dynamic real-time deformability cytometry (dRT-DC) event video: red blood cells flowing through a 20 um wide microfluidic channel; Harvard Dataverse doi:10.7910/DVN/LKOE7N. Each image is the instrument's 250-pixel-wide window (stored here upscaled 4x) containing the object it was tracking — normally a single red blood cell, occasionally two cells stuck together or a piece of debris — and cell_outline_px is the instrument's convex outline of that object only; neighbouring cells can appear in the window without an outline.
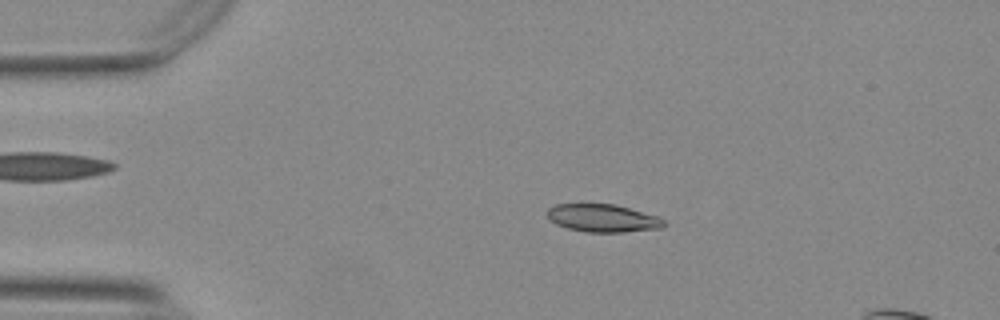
{"species": "Egyptian fruit bat (a non-hibernating species)", "species_latin": "Rousettus aegyptiacus", "temperature_condition": "warm", "stored_images_in_passage": 44, "camera_frame_rate_fps": 3000, "um_per_image_px": 0.085, "animal": {"sex": "female"}, "frame": {"image": 1, "passage_image": 2, "time_ms": 0.333, "image_size_px": [1000, 320], "cell_outline_px": [[668, 224], [660, 228], [624, 232], [588, 232], [568, 228], [556, 224], [548, 216], [548, 208], [556, 204], [616, 204], [656, 216], [664, 220]], "centroid_in_image_um": [51.26, 18.54], "position_along_channel_um": 33.7, "area_um2": 18.73}}
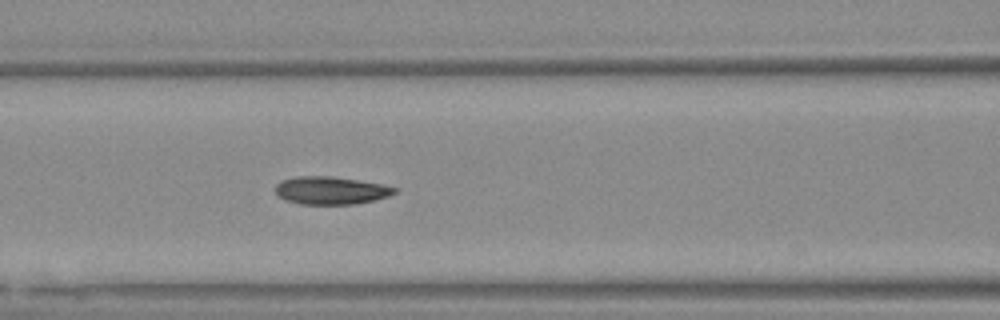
{"frame": {"image": 2, "passage_image": 14, "time_ms": 4.333, "image_size_px": [1000, 320], "cell_outline_px": [[396, 192], [388, 196], [356, 204], [300, 204], [288, 200], [280, 196], [276, 192], [276, 184], [284, 180], [296, 176], [332, 176], [380, 184], [396, 188]], "centroid_in_image_um": [28.11, 16.19], "position_along_channel_um": 138.5, "area_um2": 18.9}}
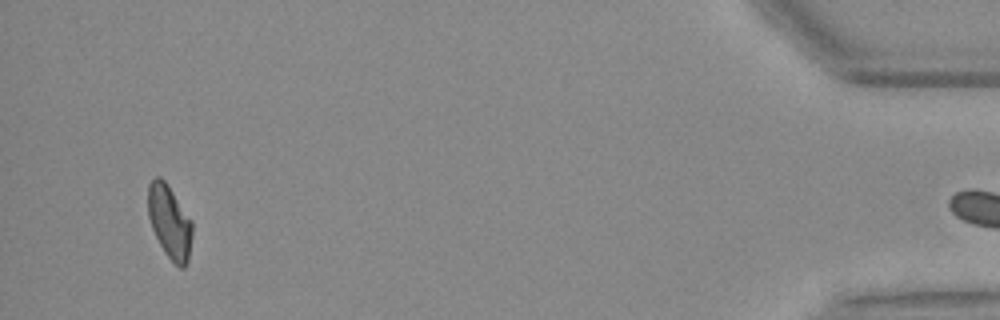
{"frame": {"image": 3, "passage_image": 43, "time_ms": 14.0, "image_size_px": [1000, 320], "cell_outline_px": [[192, 236], [188, 260], [184, 268], [180, 268], [164, 252], [152, 228], [148, 216], [148, 184], [156, 176], [160, 176], [168, 184], [192, 220]], "centroid_in_image_um": [14.42, 18.83], "position_along_channel_um": 420.8, "area_um2": 18.9}, "authors_computed_cell_mechanics": {"area_um2": 19.1607, "velocity_mm_per_s": 3.734, "shape_relaxation_time_tau1_ms": 3.9704, "shape_relaxation_time_tau2_ms": 2.5727, "deformation_change_tau1": 0.1529, "deformation_change_tau2": 0.0849}}